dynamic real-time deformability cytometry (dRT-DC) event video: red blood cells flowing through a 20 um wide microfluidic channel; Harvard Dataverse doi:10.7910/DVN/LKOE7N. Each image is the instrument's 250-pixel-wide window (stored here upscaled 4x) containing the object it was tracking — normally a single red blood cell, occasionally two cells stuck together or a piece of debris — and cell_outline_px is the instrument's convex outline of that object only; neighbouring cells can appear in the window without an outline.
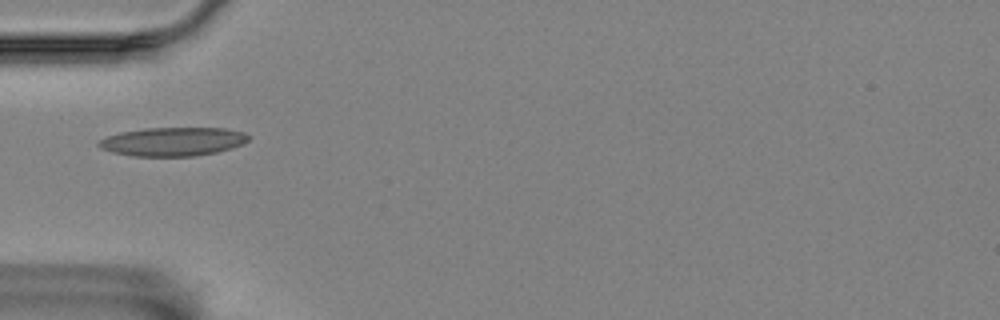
{"species": "Egyptian fruit bat (a non-hibernating species)", "species_latin": "Rousettus aegyptiacus", "temperature_condition": "room temperature", "stored_images_in_passage": 11, "camera_frame_rate_fps": 3000, "um_per_image_px": 0.085, "animal": {"sex": "female"}, "frame": {"image": 1, "passage_image": 1, "time_ms": 0.0, "image_size_px": [1000, 320], "cell_outline_px": [[252, 136], [244, 144], [232, 148], [216, 152], [196, 156], [132, 156], [112, 152], [100, 148], [96, 144], [100, 140], [108, 136], [120, 132], [144, 128], [224, 128], [244, 132]], "centroid_in_image_um": [14.72, 12.03], "position_along_channel_um": 70.3, "area_um2": 25.2}}
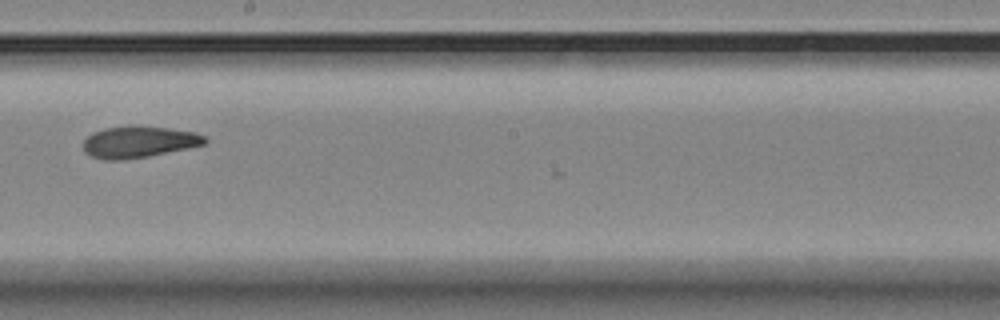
{"frame": {"image": 2, "passage_image": 5, "time_ms": 1.333, "image_size_px": [1000, 320], "cell_outline_px": [[208, 144], [148, 156], [120, 160], [104, 160], [92, 156], [84, 152], [84, 140], [92, 132], [104, 128], [168, 128], [196, 132], [208, 136]], "centroid_in_image_um": [11.85, 12.09], "position_along_channel_um": 236.3, "area_um2": 21.85}}
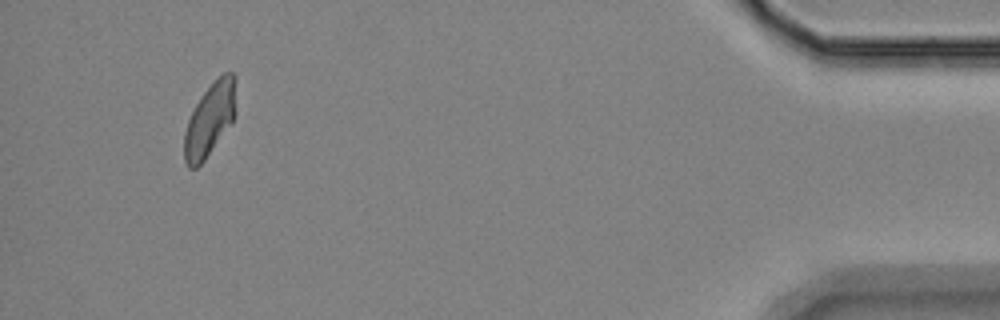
{"frame": {"image": 3, "passage_image": 10, "time_ms": 3.0, "image_size_px": [1000, 320], "cell_outline_px": [[236, 112], [232, 124], [204, 160], [196, 168], [188, 168], [184, 160], [184, 132], [188, 120], [196, 104], [204, 92], [224, 72], [232, 72], [236, 76]], "centroid_in_image_um": [17.86, 10.16], "position_along_channel_um": 417.3, "area_um2": 22.14}}